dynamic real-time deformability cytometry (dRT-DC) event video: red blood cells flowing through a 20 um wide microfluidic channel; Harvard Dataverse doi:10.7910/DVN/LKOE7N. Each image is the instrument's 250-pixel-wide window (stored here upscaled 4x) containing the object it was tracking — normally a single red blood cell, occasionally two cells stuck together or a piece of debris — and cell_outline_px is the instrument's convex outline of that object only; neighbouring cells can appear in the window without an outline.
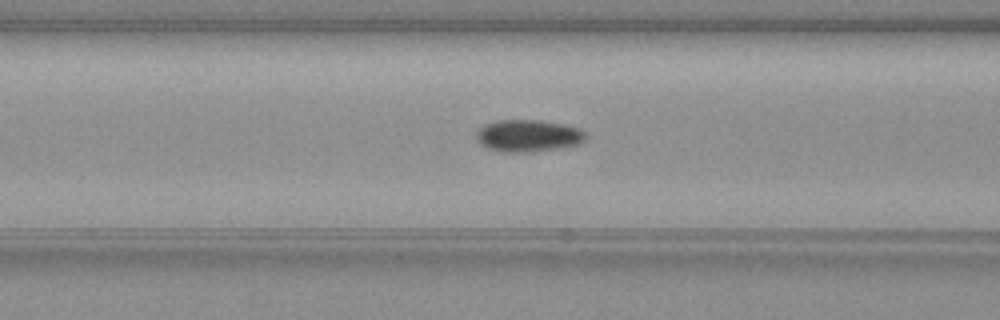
{"species": "common noctule bat (a hibernating species)", "species_latin": "Nyctalus noctula", "temperature_condition": "warm", "stored_images_in_passage": 52, "camera_frame_rate_fps": 3000, "um_per_image_px": 0.085, "animal": {"sex": "female", "body_mass_g": 19.3, "forearm_length_mm": 54.1}, "frame": {"image": 1, "passage_image": 20, "time_ms": 6.333, "image_size_px": [1000, 320], "cell_outline_px": [[584, 140], [580, 144], [556, 148], [528, 152], [500, 152], [488, 148], [480, 144], [476, 140], [476, 132], [484, 124], [496, 120], [536, 120], [564, 124], [580, 128], [584, 132]], "centroid_in_image_um": [44.85, 11.53], "position_along_channel_um": 121.8, "area_um2": 20.4}}
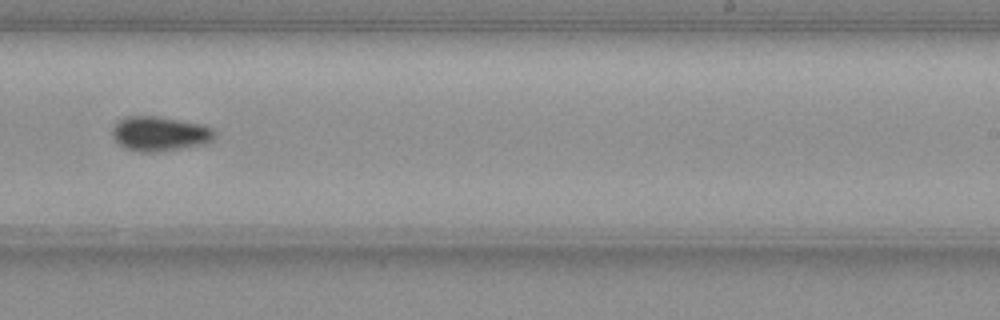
{"frame": {"image": 2, "passage_image": 32, "time_ms": 10.333, "image_size_px": [1000, 320], "cell_outline_px": [[216, 136], [208, 144], [160, 152], [140, 152], [124, 148], [116, 144], [112, 136], [112, 128], [120, 120], [128, 116], [156, 116], [200, 124], [212, 128]], "centroid_in_image_um": [13.57, 11.39], "position_along_channel_um": 275.4, "area_um2": 20.87}}
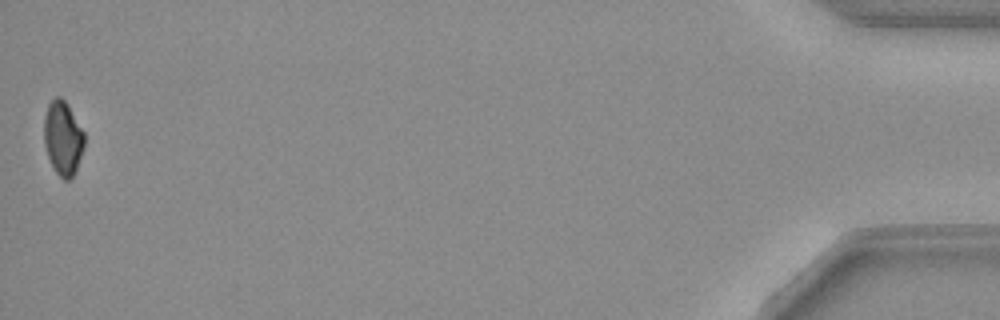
{"frame": {"image": 3, "passage_image": 52, "time_ms": 17.0, "image_size_px": [1000, 320], "cell_outline_px": [[84, 148], [72, 180], [64, 180], [56, 172], [48, 156], [44, 144], [44, 120], [48, 104], [56, 96], [60, 96], [68, 104], [84, 132]], "centroid_in_image_um": [5.36, 11.74], "position_along_channel_um": 429.8, "area_um2": 17.4}, "authors_computed_cell_mechanics": {"area_um2": 18.6983, "velocity_mm_per_s": 3.8505, "shape_relaxation_time_tau1_ms": 6.1854, "shape_relaxation_time_tau2_ms": null, "deformation_change_tau1": 0.0699, "deformation_change_tau2": null}}